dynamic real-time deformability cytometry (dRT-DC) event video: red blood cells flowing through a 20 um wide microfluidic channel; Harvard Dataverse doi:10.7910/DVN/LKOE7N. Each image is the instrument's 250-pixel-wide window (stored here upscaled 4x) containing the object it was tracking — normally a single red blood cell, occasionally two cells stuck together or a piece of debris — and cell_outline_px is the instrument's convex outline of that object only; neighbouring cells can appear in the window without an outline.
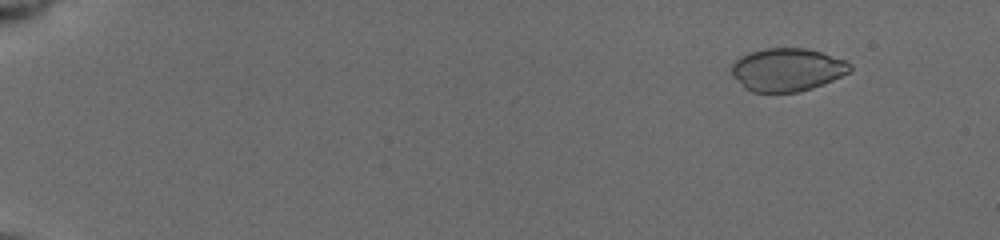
{"species": "common noctule bat (a hibernating species)", "species_latin": "Nyctalus noctula", "temperature_condition": "cold", "stored_images_in_passage": 54, "camera_frame_rate_fps": 3000, "um_per_image_px": 0.085, "animal": {"sex": "female", "body_mass_g": 19.5, "forearm_length_mm": 54.1}, "frame": {"image": 1, "passage_image": 12, "time_ms": 2.0, "image_size_px": [1000, 240], "cell_outline_px": [[852, 68], [848, 72], [832, 80], [812, 88], [796, 92], [752, 92], [744, 88], [732, 76], [732, 64], [740, 56], [748, 52], [764, 48], [804, 48], [820, 52], [848, 60], [852, 64]], "centroid_in_image_um": [66.89, 5.91], "position_along_channel_um": 18.1, "area_um2": 29.77}}
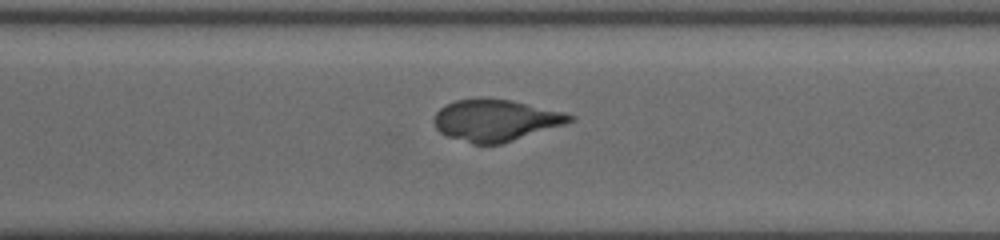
{"frame": {"image": 2, "passage_image": 44, "time_ms": 13.667, "image_size_px": [1000, 240], "cell_outline_px": [[576, 116], [572, 120], [564, 124], [500, 144], [472, 144], [448, 136], [440, 132], [436, 128], [432, 120], [436, 112], [440, 108], [456, 100], [480, 96], [488, 96], [512, 100], [564, 112]], "centroid_in_image_um": [42.09, 10.19], "position_along_channel_um": 328.5, "area_um2": 33.12}}
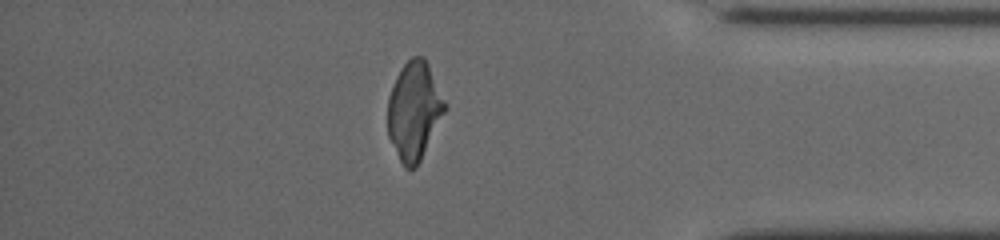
{"frame": {"image": 3, "passage_image": 49, "time_ms": 16.0, "image_size_px": [1000, 240], "cell_outline_px": [[448, 108], [416, 168], [404, 168], [388, 136], [388, 96], [396, 76], [400, 68], [412, 56], [424, 56], [448, 104]], "centroid_in_image_um": [35.23, 9.4], "position_along_channel_um": 400.0, "area_um2": 32.89}}